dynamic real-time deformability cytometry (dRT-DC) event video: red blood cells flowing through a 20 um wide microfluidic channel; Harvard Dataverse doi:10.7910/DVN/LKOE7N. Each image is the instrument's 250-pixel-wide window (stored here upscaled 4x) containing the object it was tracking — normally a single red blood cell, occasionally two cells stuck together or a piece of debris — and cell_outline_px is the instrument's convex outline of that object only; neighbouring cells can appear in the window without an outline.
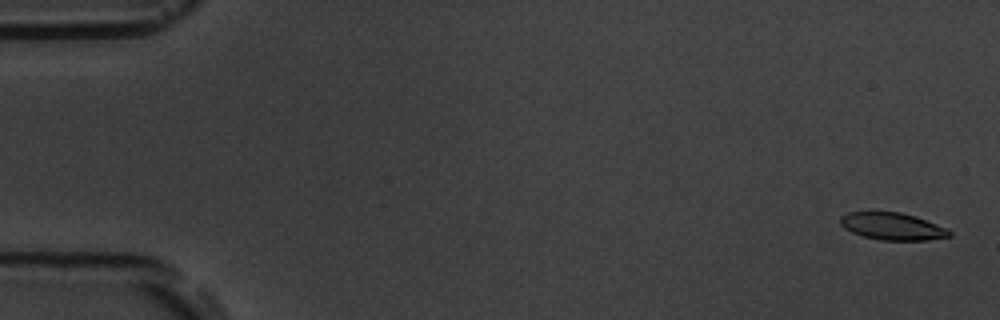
{"species": "common noctule bat (a hibernating species)", "species_latin": "Nyctalus noctula", "temperature_condition": "room temperature", "stored_images_in_passage": 5, "camera_frame_rate_fps": 3000, "um_per_image_px": 0.085, "animal": {"sex": "male", "body_mass_g": 19.5, "forearm_length_mm": 54.6}, "frame": {"image": 1, "passage_image": 1, "time_ms": 0.0, "image_size_px": [1000, 320], "cell_outline_px": [[952, 236], [928, 240], [880, 240], [864, 236], [852, 232], [844, 228], [840, 224], [840, 216], [848, 212], [900, 212], [916, 216], [948, 228], [952, 232]], "centroid_in_image_um": [75.88, 19.24], "position_along_channel_um": 9.1, "area_um2": 17.4}}
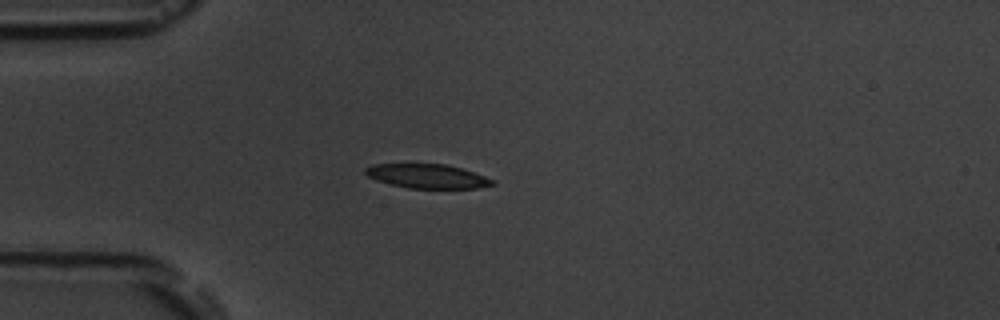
{"frame": {"image": 2, "passage_image": 5, "time_ms": 4.667, "image_size_px": [1000, 320], "cell_outline_px": [[496, 184], [476, 188], [408, 188], [376, 180], [368, 176], [364, 172], [364, 168], [372, 164], [444, 164], [460, 168], [496, 180]], "centroid_in_image_um": [36.31, 14.97], "position_along_channel_um": 48.7, "area_um2": 17.74}}